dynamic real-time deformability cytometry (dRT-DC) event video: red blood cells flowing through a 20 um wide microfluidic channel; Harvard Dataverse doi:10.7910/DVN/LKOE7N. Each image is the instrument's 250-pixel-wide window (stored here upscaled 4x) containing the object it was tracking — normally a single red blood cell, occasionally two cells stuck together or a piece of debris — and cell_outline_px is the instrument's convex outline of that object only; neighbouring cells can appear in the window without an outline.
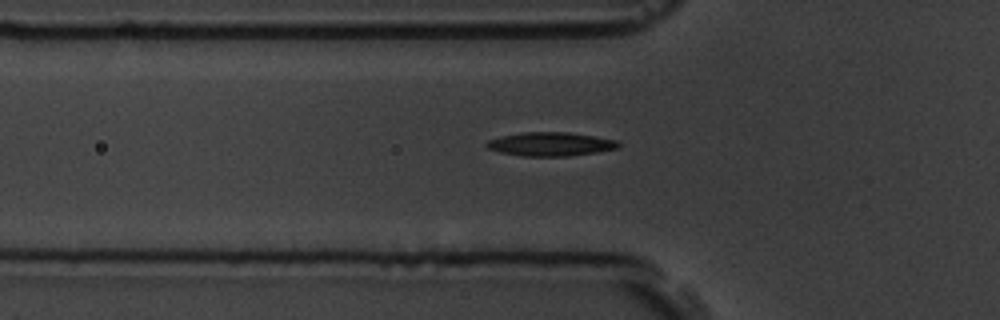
{"species": "common noctule bat (a hibernating species)", "species_latin": "Nyctalus noctula", "temperature_condition": "room temperature", "stored_images_in_passage": 5, "camera_frame_rate_fps": 3000, "um_per_image_px": 0.085, "animal": {"sex": "male", "body_mass_g": 19.5, "forearm_length_mm": 54.6}, "frame": {"image": 1, "passage_image": 5, "time_ms": 4.667, "image_size_px": [1000, 320], "cell_outline_px": [[620, 144], [616, 148], [596, 152], [568, 156], [520, 156], [500, 152], [488, 148], [484, 144], [488, 140], [500, 136], [520, 132], [568, 132], [616, 140]], "centroid_in_image_um": [46.73, 12.24], "position_along_channel_um": 79.1, "area_um2": 18.15}}